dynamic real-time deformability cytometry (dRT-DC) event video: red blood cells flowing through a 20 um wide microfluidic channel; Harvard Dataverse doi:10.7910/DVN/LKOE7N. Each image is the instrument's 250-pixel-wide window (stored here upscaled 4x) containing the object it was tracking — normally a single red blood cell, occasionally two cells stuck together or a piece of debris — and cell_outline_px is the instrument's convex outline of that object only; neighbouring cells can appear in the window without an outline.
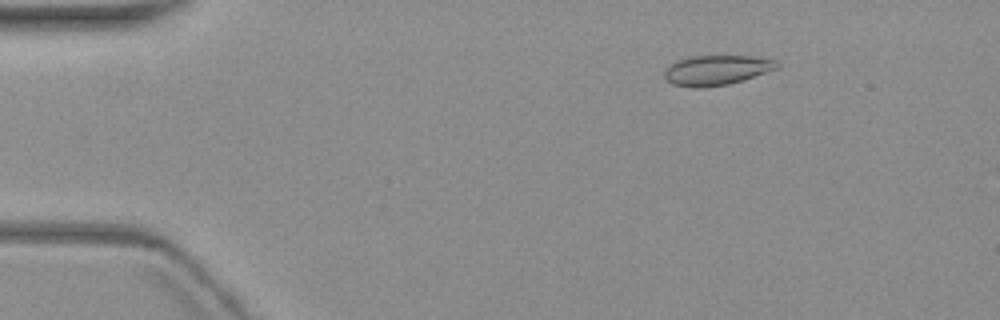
{"species": "common noctule bat (a hibernating species)", "species_latin": "Nyctalus noctula", "temperature_condition": "warm", "stored_images_in_passage": 5, "camera_frame_rate_fps": 3000, "um_per_image_px": 0.085, "animal": {"sex": "female", "body_mass_g": 19.3, "forearm_length_mm": 54.1}, "frame": {"image": 1, "passage_image": 3, "time_ms": 2.333, "image_size_px": [1000, 320], "cell_outline_px": [[780, 64], [776, 68], [744, 80], [728, 84], [704, 88], [692, 88], [672, 84], [664, 76], [664, 72], [676, 60], [692, 56], [748, 56], [776, 60]], "centroid_in_image_um": [60.89, 5.97], "position_along_channel_um": 24.1, "area_um2": 19.48}}
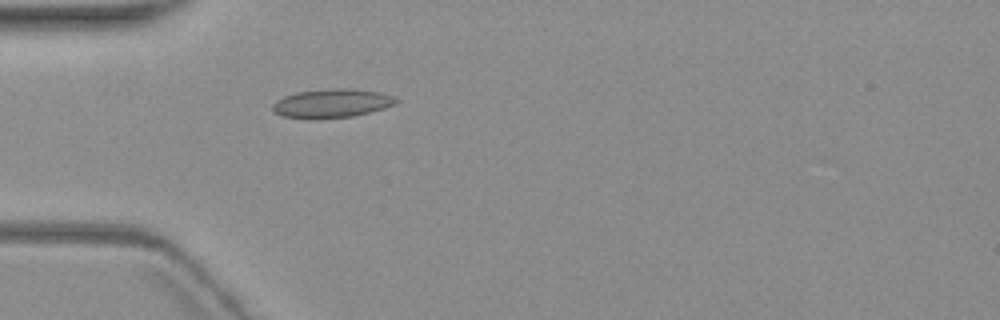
{"frame": {"image": 2, "passage_image": 5, "time_ms": 5.333, "image_size_px": [1000, 320], "cell_outline_px": [[400, 100], [396, 104], [384, 108], [352, 116], [316, 120], [308, 120], [284, 116], [276, 112], [272, 108], [272, 104], [276, 100], [284, 96], [296, 92], [328, 88], [352, 88], [380, 92], [392, 96]], "centroid_in_image_um": [28.19, 8.78], "position_along_channel_um": 56.8, "area_um2": 21.04}}